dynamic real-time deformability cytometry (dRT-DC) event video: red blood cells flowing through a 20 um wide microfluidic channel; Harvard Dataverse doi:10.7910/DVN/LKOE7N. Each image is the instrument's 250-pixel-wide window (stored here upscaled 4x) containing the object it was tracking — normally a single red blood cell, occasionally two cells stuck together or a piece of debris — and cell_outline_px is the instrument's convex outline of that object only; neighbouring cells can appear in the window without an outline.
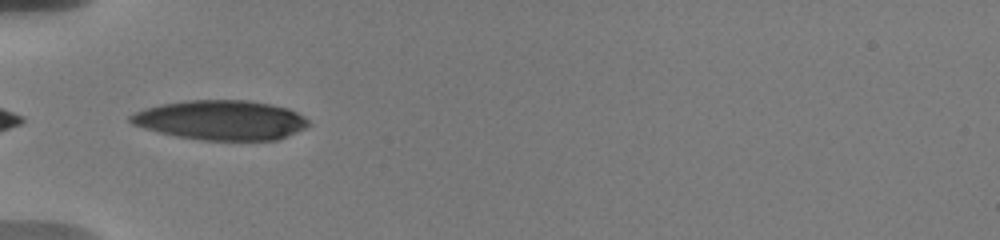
{"species": "human", "species_latin": "Homo sapiens", "temperature_condition": "warm", "stored_images_in_passage": 14, "camera_frame_rate_fps": 3000, "um_per_image_px": 0.085, "donor": {"sex": "male"}, "frame": {"image": 1, "passage_image": 1, "time_ms": 0.0, "image_size_px": [1000, 240], "cell_outline_px": [[308, 124], [304, 128], [288, 136], [276, 140], [204, 140], [176, 136], [144, 128], [132, 124], [128, 120], [128, 116], [144, 108], [160, 104], [184, 100], [248, 100], [288, 108], [304, 116], [308, 120]], "centroid_in_image_um": [18.75, 10.2], "position_along_channel_um": 66.3, "area_um2": 41.04}}
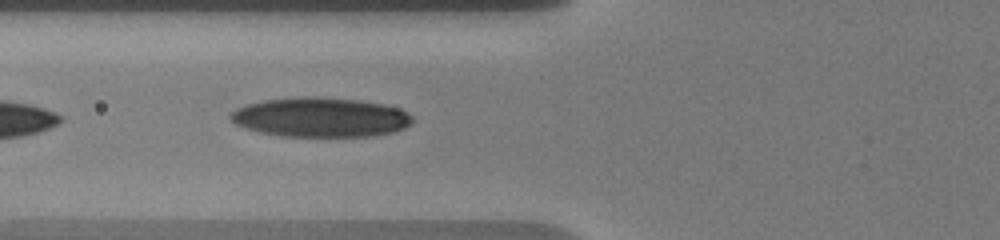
{"frame": {"image": 2, "passage_image": 5, "time_ms": 1.0, "image_size_px": [1000, 240], "cell_outline_px": [[412, 120], [404, 128], [392, 132], [372, 136], [280, 136], [260, 132], [244, 128], [236, 124], [228, 116], [236, 108], [244, 104], [264, 100], [300, 96], [316, 96], [360, 100], [384, 104], [400, 108], [408, 112], [412, 116]], "centroid_in_image_um": [27.22, 9.95], "position_along_channel_um": 98.6, "area_um2": 42.14}}
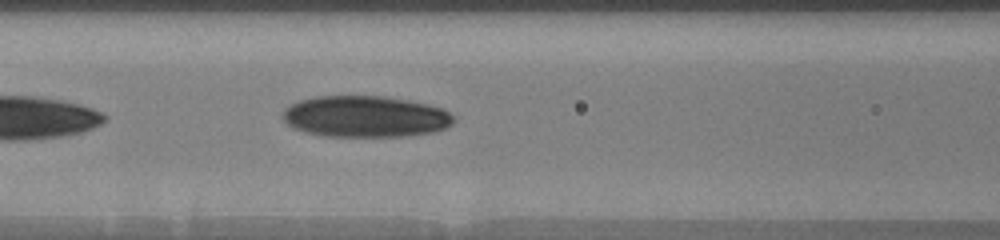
{"frame": {"image": 3, "passage_image": 9, "time_ms": 2.0, "image_size_px": [1000, 240], "cell_outline_px": [[452, 124], [444, 128], [432, 132], [412, 136], [324, 136], [304, 132], [288, 124], [280, 116], [284, 108], [300, 100], [316, 96], [384, 96], [408, 100], [428, 104], [444, 108], [452, 116]], "centroid_in_image_um": [31.03, 9.9], "position_along_channel_um": 135.6, "area_um2": 41.27}}